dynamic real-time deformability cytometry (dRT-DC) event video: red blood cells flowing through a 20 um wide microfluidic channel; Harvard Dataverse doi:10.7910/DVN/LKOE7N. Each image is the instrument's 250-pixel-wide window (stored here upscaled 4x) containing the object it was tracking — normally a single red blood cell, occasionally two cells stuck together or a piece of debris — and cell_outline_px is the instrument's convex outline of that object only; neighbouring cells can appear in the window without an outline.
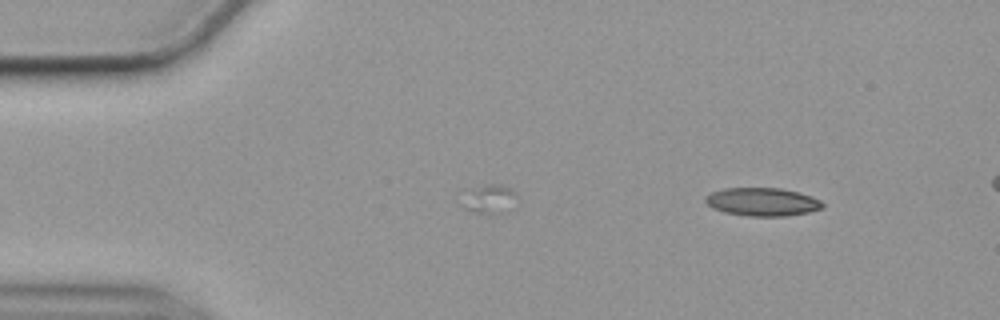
{"species": "common noctule bat (a hibernating species)", "species_latin": "Nyctalus noctula", "temperature_condition": "cold", "stored_images_in_passage": 47, "camera_frame_rate_fps": 3000, "um_per_image_px": 0.085, "animal": {"sex": "female", "body_mass_g": 19.9}, "frame": {"image": 1, "passage_image": 1, "time_ms": 0.0, "image_size_px": [1000, 320], "cell_outline_px": [[824, 208], [808, 212], [784, 216], [748, 216], [724, 212], [712, 208], [704, 200], [704, 196], [712, 192], [724, 188], [780, 188], [800, 192], [812, 196], [820, 200], [824, 204]], "centroid_in_image_um": [64.8, 17.15], "position_along_channel_um": 20.2, "area_um2": 19.36}}
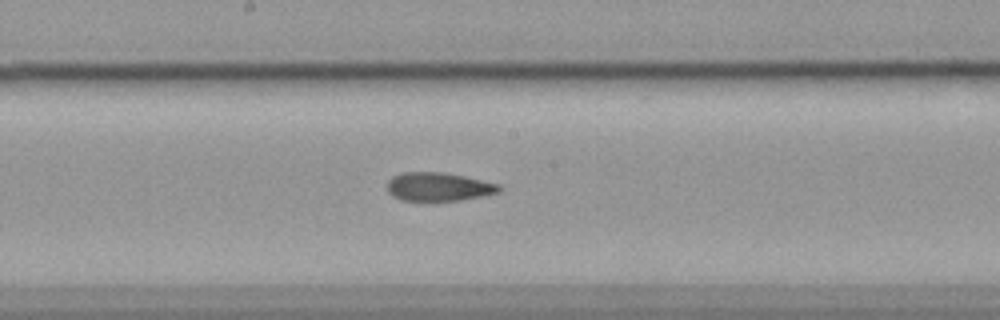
{"frame": {"image": 2, "passage_image": 24, "time_ms": 7.667, "image_size_px": [1000, 320], "cell_outline_px": [[500, 192], [460, 200], [400, 200], [392, 196], [388, 192], [388, 180], [392, 176], [400, 172], [444, 172], [464, 176], [500, 184]], "centroid_in_image_um": [37.24, 15.86], "position_along_channel_um": 211.0, "area_um2": 18.55}}
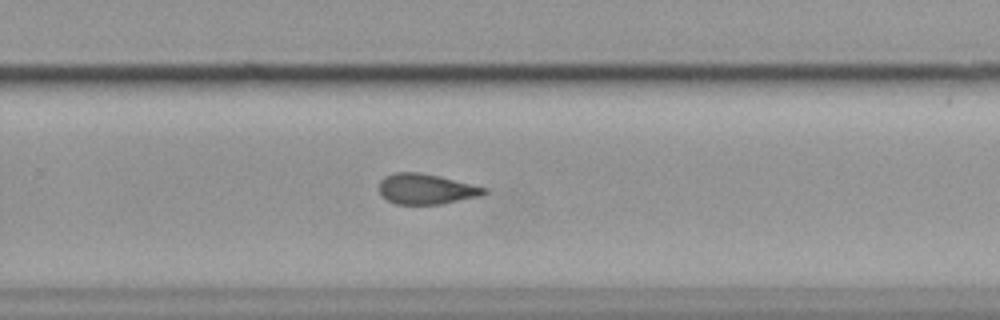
{"frame": {"image": 3, "passage_image": 31, "time_ms": 10.0, "image_size_px": [1000, 320], "cell_outline_px": [[488, 192], [480, 196], [440, 204], [396, 204], [380, 196], [380, 180], [384, 176], [396, 172], [420, 172], [440, 176], [488, 188]], "centroid_in_image_um": [36.22, 16.06], "position_along_channel_um": 293.6, "area_um2": 18.67}, "authors_computed_cell_mechanics": {"area_um2": 19.1318, "velocity_mm_per_s": 3.5601, "shape_relaxation_time_tau1_ms": null, "shape_relaxation_time_tau2_ms": 3.9694, "deformation_change_tau1": null, "deformation_change_tau2": 0.12}}